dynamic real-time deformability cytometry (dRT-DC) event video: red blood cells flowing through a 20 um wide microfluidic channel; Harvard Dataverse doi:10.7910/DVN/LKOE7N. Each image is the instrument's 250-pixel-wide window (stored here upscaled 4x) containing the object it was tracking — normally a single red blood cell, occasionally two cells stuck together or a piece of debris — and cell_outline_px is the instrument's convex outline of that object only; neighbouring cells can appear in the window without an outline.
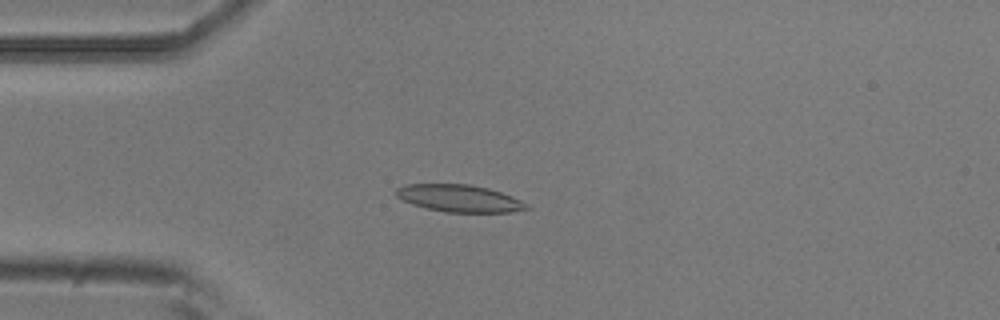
{"species": "common noctule bat (a hibernating species)", "species_latin": "Nyctalus noctula", "temperature_condition": "room temperature", "stored_images_in_passage": 3, "camera_frame_rate_fps": 3000, "um_per_image_px": 0.085, "animal": {"sex": "male", "body_mass_g": 20.5, "forearm_length_mm": 52.5}, "frame": {"image": 1, "passage_image": 3, "time_ms": 0.667, "image_size_px": [1000, 320], "cell_outline_px": [[532, 208], [512, 212], [444, 212], [412, 204], [396, 196], [396, 188], [404, 184], [472, 184], [488, 188], [512, 196], [528, 204]], "centroid_in_image_um": [39.06, 16.85], "position_along_channel_um": 45.9, "area_um2": 20.69}}